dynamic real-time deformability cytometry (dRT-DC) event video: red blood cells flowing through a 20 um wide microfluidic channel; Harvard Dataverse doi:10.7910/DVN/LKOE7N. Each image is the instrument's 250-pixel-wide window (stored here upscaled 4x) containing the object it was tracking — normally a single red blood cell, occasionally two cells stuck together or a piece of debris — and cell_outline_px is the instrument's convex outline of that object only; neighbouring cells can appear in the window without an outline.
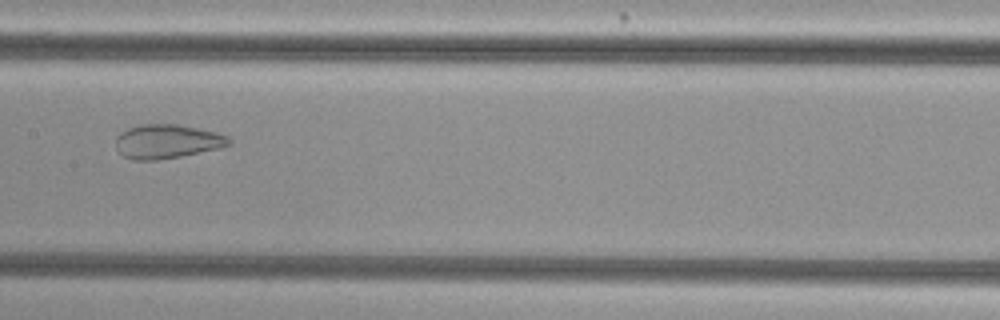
{"species": "common noctule bat (a hibernating species)", "species_latin": "Nyctalus noctula", "temperature_condition": "cold", "stored_images_in_passage": 54, "camera_frame_rate_fps": 3000, "um_per_image_px": 0.085, "animal": {"sex": "female", "body_mass_g": 29.2, "forearm_length_mm": 56.3}, "frame": {"image": 1, "passage_image": 28, "time_ms": 9.0, "image_size_px": [1000, 320], "cell_outline_px": [[232, 144], [220, 148], [180, 156], [156, 160], [132, 160], [124, 156], [116, 148], [116, 136], [120, 132], [128, 128], [140, 124], [176, 124], [216, 132], [228, 136], [232, 140]], "centroid_in_image_um": [14.2, 12.02], "position_along_channel_um": 193.2, "area_um2": 22.48}}
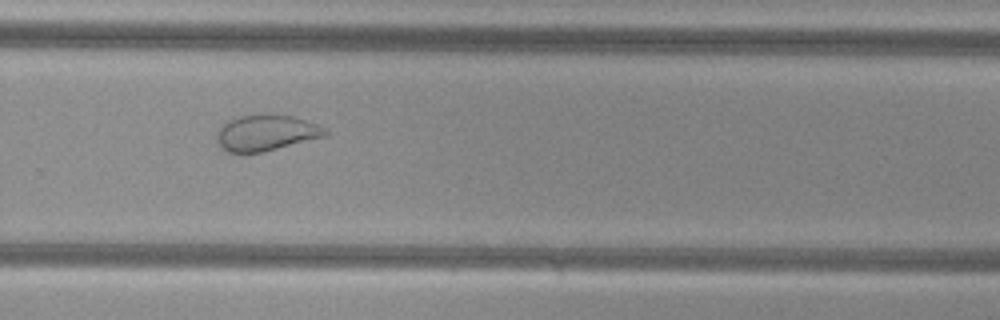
{"frame": {"image": 2, "passage_image": 37, "time_ms": 12.0, "image_size_px": [1000, 320], "cell_outline_px": [[332, 132], [328, 136], [264, 152], [244, 156], [228, 152], [220, 148], [216, 140], [216, 132], [228, 120], [240, 116], [292, 116], [320, 124], [328, 128]], "centroid_in_image_um": [22.66, 11.36], "position_along_channel_um": 307.1, "area_um2": 23.29}}
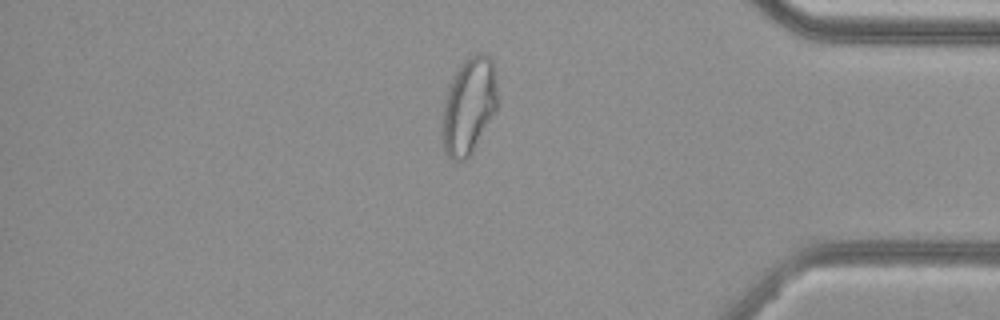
{"frame": {"image": 3, "passage_image": 46, "time_ms": 15.0, "image_size_px": [1000, 320], "cell_outline_px": [[496, 108], [472, 156], [468, 160], [452, 160], [444, 152], [440, 120], [448, 84], [460, 64], [468, 56], [476, 52], [484, 52], [492, 60], [496, 72]], "centroid_in_image_um": [39.82, 9.01], "position_along_channel_um": 395.4, "area_um2": 31.85}}